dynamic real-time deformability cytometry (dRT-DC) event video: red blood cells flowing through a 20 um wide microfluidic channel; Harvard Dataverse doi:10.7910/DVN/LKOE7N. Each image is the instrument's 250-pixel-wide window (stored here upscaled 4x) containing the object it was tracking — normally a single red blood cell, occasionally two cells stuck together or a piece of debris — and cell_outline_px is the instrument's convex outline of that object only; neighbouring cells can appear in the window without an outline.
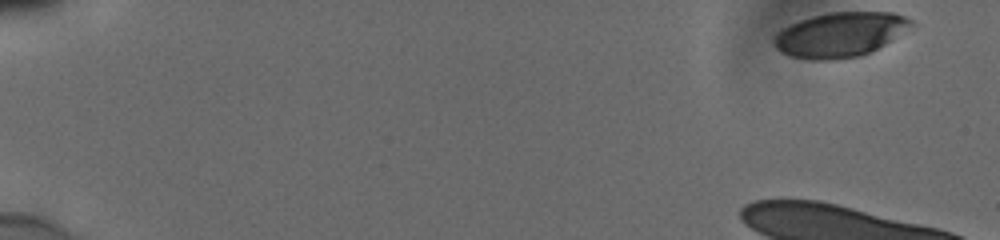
{"species": "human", "species_latin": "Homo sapiens", "temperature_condition": "cold", "stored_images_in_passage": 13, "camera_frame_rate_fps": 3000, "um_per_image_px": 0.085, "donor": {"sex": "male"}, "frame": {"image": 1, "passage_image": 1, "time_ms": 0.0, "image_size_px": [1000, 240], "cell_outline_px": [[912, 24], [892, 40], [872, 52], [860, 56], [832, 60], [812, 60], [792, 56], [780, 52], [772, 44], [772, 40], [784, 28], [800, 20], [812, 16], [828, 12], [892, 12], [904, 16], [912, 20]], "centroid_in_image_um": [71.39, 2.95], "position_along_channel_um": 13.6, "area_um2": 35.49}}